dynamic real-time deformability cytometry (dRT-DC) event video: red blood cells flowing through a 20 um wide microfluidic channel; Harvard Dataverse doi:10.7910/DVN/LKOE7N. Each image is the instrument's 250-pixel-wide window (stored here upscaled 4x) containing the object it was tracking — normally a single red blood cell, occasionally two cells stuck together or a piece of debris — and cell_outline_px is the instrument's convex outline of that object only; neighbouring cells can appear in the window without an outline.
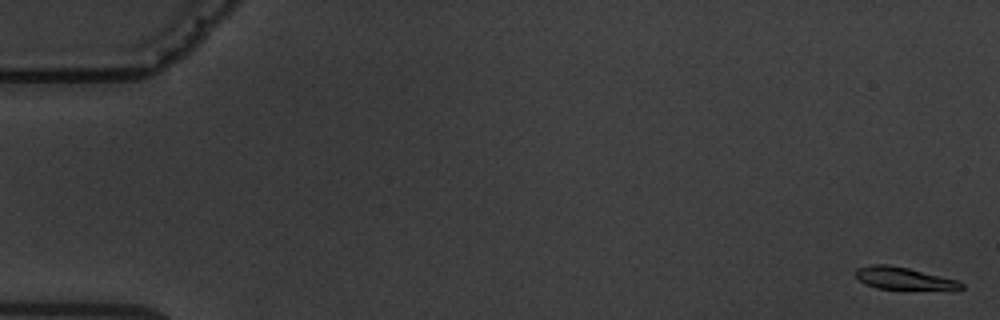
{"species": "common noctule bat (a hibernating species)", "species_latin": "Nyctalus noctula", "temperature_condition": "warm", "stored_images_in_passage": 5, "camera_frame_rate_fps": 3000, "um_per_image_px": 0.085, "animal": {"sex": "male", "body_mass_g": 19.5, "forearm_length_mm": 54.6}, "frame": {"image": 1, "passage_image": 1, "time_ms": 0.0, "image_size_px": [1000, 320], "cell_outline_px": [[964, 288], [960, 292], [876, 288], [864, 284], [852, 272], [856, 268], [872, 264], [888, 264], [908, 268], [960, 280], [964, 284]], "centroid_in_image_um": [76.95, 23.7], "position_along_channel_um": 8.0, "area_um2": 14.68}}